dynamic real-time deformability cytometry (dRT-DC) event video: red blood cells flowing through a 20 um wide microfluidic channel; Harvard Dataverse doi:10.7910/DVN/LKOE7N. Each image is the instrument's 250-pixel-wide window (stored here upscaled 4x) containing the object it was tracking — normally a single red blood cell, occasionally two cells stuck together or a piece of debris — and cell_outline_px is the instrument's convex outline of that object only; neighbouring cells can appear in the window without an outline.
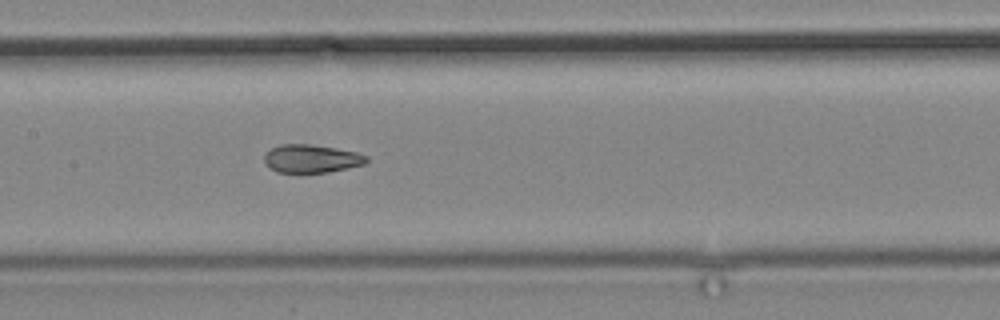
{"species": "common noctule bat (a hibernating species)", "species_latin": "Nyctalus noctula", "temperature_condition": "cold", "stored_images_in_passage": 12, "camera_frame_rate_fps": 3000, "um_per_image_px": 0.085, "animal": {"sex": "male", "body_mass_g": 19.2, "forearm_length_mm": 51.8}, "frame": {"image": 1, "passage_image": 12, "time_ms": 13.667, "image_size_px": [1000, 320], "cell_outline_px": [[368, 160], [364, 164], [348, 168], [328, 172], [276, 172], [268, 168], [264, 164], [264, 152], [280, 144], [312, 144], [336, 148], [356, 152], [368, 156]], "centroid_in_image_um": [26.43, 13.48], "position_along_channel_um": 181.0, "area_um2": 16.94}}